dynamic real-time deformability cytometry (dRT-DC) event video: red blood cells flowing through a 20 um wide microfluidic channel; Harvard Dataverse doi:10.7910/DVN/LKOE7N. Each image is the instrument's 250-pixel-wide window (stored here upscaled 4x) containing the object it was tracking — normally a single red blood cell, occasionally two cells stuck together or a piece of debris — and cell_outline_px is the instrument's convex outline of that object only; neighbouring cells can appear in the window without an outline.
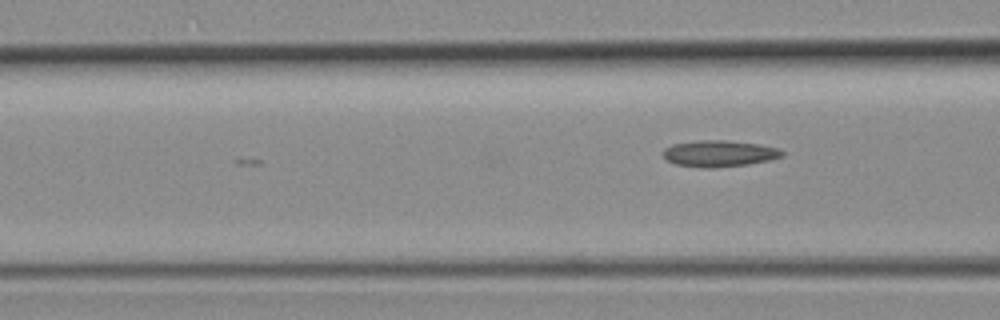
{"species": "common noctule bat (a hibernating species)", "species_latin": "Nyctalus noctula", "temperature_condition": "room temperature", "stored_images_in_passage": 5, "camera_frame_rate_fps": 3000, "um_per_image_px": 0.085, "animal": {"sex": "female", "body_mass_g": 19.3, "forearm_length_mm": 54.1}, "frame": {"image": 1, "passage_image": 5, "time_ms": 1.333, "image_size_px": [1000, 320], "cell_outline_px": [[784, 156], [768, 160], [748, 164], [712, 168], [704, 168], [676, 164], [668, 160], [664, 156], [664, 148], [672, 144], [700, 140], [724, 140], [756, 144], [776, 148], [784, 152]], "centroid_in_image_um": [61.12, 13.05], "position_along_channel_um": 105.5, "area_um2": 18.03}}